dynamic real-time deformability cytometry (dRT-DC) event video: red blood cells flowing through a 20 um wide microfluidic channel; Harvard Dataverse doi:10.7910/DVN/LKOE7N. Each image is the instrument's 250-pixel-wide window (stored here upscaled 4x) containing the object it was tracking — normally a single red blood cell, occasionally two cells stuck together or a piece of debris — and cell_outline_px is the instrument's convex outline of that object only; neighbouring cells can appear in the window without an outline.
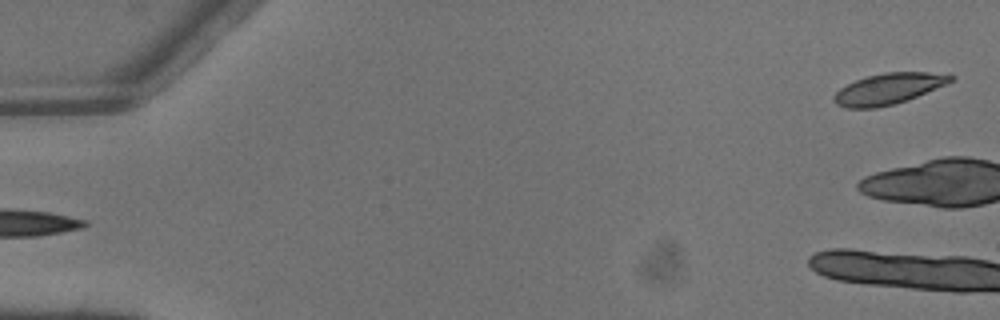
{"species": "common noctule bat (a hibernating species)", "species_latin": "Nyctalus noctula", "temperature_condition": "warm", "stored_images_in_passage": 4, "segment_of_instrument_passage": [2, 2], "camera_frame_rate_fps": 3000, "um_per_image_px": 0.085, "animal": {"sex": "male", "body_mass_g": 13.3}, "frame": {"image": 1, "passage_image": 4, "time_ms": 1.0, "image_size_px": [1000, 320], "cell_outline_px": [[956, 76], [952, 80], [944, 84], [908, 100], [876, 108], [844, 108], [836, 104], [832, 100], [832, 96], [840, 88], [856, 80], [868, 76], [884, 72], [928, 72]], "centroid_in_image_um": [75.45, 7.55], "position_along_channel_um": 9.6, "area_um2": 20.81}}